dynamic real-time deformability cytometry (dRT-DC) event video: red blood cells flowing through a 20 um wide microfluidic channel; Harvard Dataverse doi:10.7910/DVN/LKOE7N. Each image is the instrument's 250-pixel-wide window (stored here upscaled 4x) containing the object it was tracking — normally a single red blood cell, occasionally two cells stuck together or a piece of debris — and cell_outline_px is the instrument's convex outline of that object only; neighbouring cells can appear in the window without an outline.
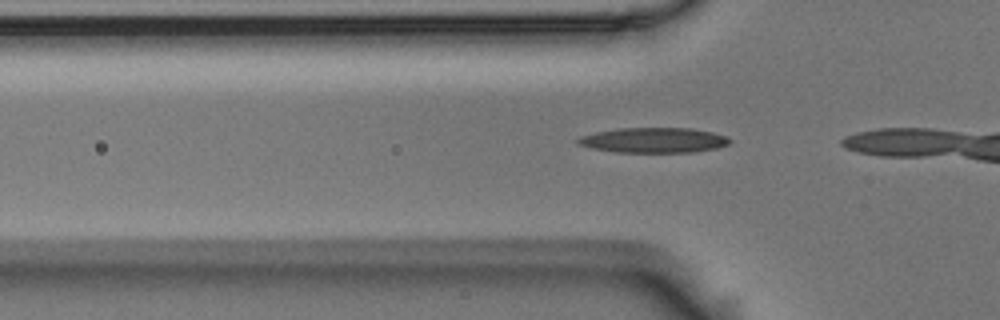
{"species": "Egyptian fruit bat (a non-hibernating species)", "species_latin": "Rousettus aegyptiacus", "temperature_condition": "room temperature", "stored_images_in_passage": 4, "camera_frame_rate_fps": 3000, "um_per_image_px": 0.085, "animal": {"sex": "male"}, "frame": {"image": 1, "passage_image": 2, "time_ms": 0.333, "image_size_px": [1000, 320], "cell_outline_px": [[732, 140], [728, 144], [716, 148], [696, 152], [616, 152], [592, 148], [576, 144], [576, 140], [580, 136], [596, 132], [616, 128], [692, 128], [712, 132], [724, 136]], "centroid_in_image_um": [55.54, 11.91], "position_along_channel_um": 70.3, "area_um2": 22.25}}